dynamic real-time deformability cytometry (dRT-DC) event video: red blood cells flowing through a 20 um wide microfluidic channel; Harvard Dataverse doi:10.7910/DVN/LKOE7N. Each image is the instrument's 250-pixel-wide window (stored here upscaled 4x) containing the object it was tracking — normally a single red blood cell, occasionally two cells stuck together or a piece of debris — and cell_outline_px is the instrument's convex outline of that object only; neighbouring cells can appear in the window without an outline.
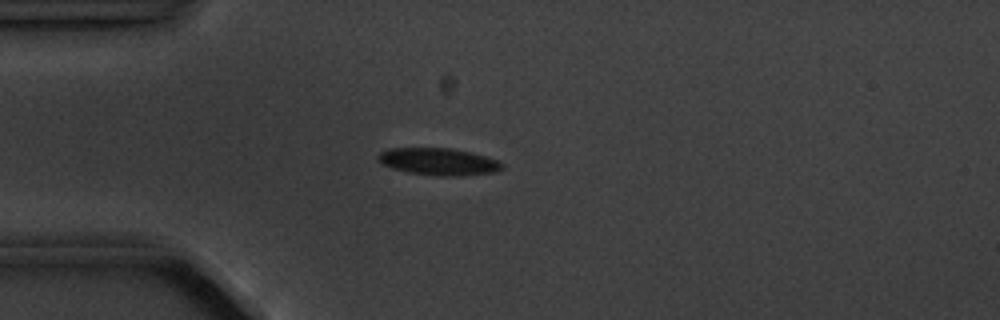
{"species": "common noctule bat (a hibernating species)", "species_latin": "Nyctalus noctula", "temperature_condition": "cold", "stored_images_in_passage": 4, "camera_frame_rate_fps": 3000, "um_per_image_px": 0.085, "animal": {"sex": "male", "body_mass_g": 20.1, "forearm_length_mm": 53.5}, "frame": {"image": 1, "passage_image": 4, "time_ms": 3.333, "image_size_px": [1000, 320], "cell_outline_px": [[504, 168], [496, 172], [460, 176], [440, 176], [408, 172], [392, 168], [384, 164], [376, 156], [380, 152], [388, 148], [452, 148], [472, 152], [496, 160], [504, 164]], "centroid_in_image_um": [37.3, 13.73], "position_along_channel_um": 47.7, "area_um2": 19.59}}